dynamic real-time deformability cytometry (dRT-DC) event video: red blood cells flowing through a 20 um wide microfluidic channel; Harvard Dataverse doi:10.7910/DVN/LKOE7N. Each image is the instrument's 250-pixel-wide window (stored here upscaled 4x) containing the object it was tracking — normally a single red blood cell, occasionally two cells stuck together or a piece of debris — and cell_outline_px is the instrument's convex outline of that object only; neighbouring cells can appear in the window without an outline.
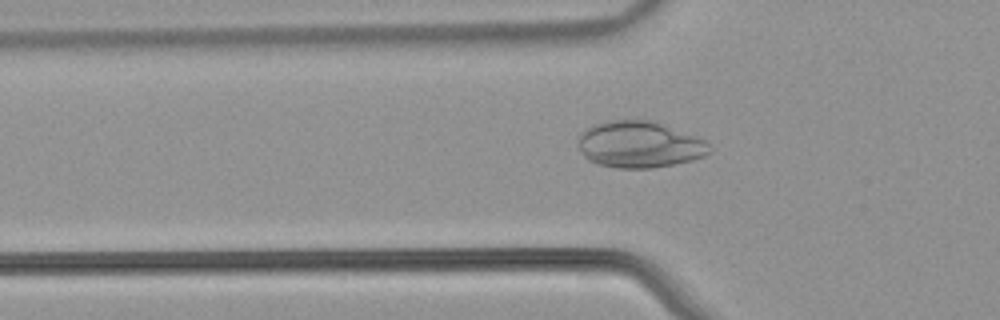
{"species": "common noctule bat (a hibernating species)", "species_latin": "Nyctalus noctula", "temperature_condition": "warm", "stored_images_in_passage": 43, "camera_frame_rate_fps": 3000, "um_per_image_px": 0.085, "animal": {"sex": "male", "body_mass_g": 21.5, "forearm_length_mm": 52.0}, "frame": {"image": 1, "passage_image": 8, "time_ms": 2.333, "image_size_px": [1000, 320], "cell_outline_px": [[712, 152], [704, 156], [692, 160], [652, 168], [616, 168], [596, 164], [588, 160], [584, 156], [580, 148], [580, 132], [584, 128], [592, 124], [604, 120], [656, 120], [704, 140], [712, 148]], "centroid_in_image_um": [54.34, 12.27], "position_along_channel_um": 71.5, "area_um2": 35.89}}
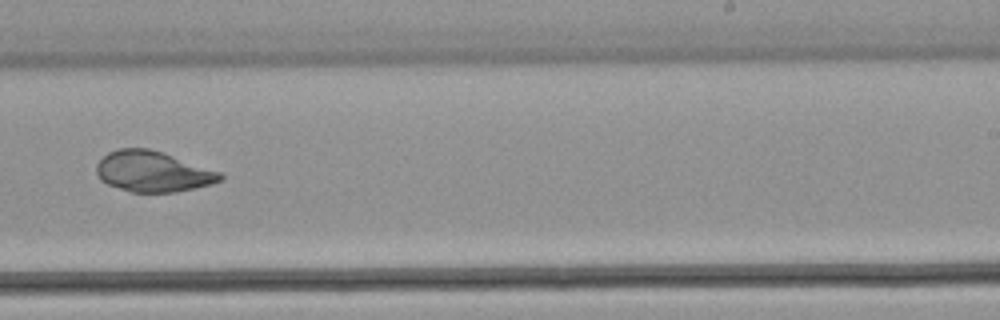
{"frame": {"image": 2, "passage_image": 24, "time_ms": 7.667, "image_size_px": [1000, 320], "cell_outline_px": [[224, 180], [212, 184], [176, 192], [132, 192], [108, 184], [100, 180], [96, 172], [96, 164], [108, 152], [120, 148], [148, 148], [164, 152], [220, 172], [224, 176]], "centroid_in_image_um": [13.0, 14.57], "position_along_channel_um": 276.0, "area_um2": 29.36}}
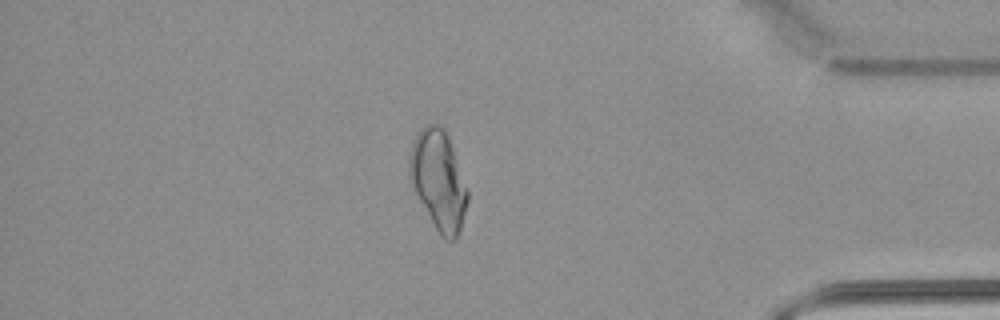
{"frame": {"image": 3, "passage_image": 36, "time_ms": 11.667, "image_size_px": [1000, 320], "cell_outline_px": [[468, 200], [460, 228], [456, 240], [444, 240], [436, 228], [412, 188], [408, 176], [408, 156], [412, 140], [420, 128], [424, 124], [440, 124], [444, 128], [448, 136], [468, 192]], "centroid_in_image_um": [37.22, 15.26], "position_along_channel_um": 398.0, "area_um2": 33.64}}